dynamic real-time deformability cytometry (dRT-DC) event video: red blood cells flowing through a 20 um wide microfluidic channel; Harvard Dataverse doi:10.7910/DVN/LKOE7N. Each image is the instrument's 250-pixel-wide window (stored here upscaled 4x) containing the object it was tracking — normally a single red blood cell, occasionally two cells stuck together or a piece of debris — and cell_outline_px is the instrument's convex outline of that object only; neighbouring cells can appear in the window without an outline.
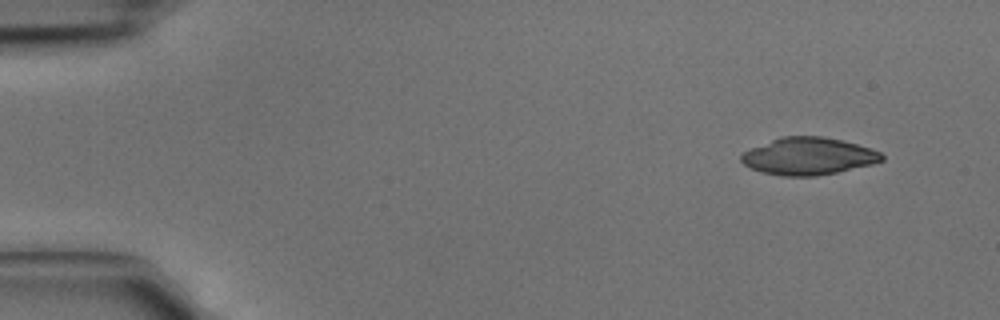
{"species": "common noctule bat (a hibernating species)", "species_latin": "Nyctalus noctula", "temperature_condition": "cold", "stored_images_in_passage": 4, "camera_frame_rate_fps": 3000, "um_per_image_px": 0.085, "animal": {"sex": "male", "body_mass_g": 15.6}, "frame": {"image": 1, "passage_image": 4, "time_ms": 1.0, "image_size_px": [1000, 320], "cell_outline_px": [[884, 160], [872, 164], [836, 172], [816, 176], [784, 176], [760, 172], [744, 164], [740, 160], [740, 156], [744, 152], [752, 148], [780, 136], [824, 136], [856, 144], [880, 152], [884, 156]], "centroid_in_image_um": [68.7, 13.28], "position_along_channel_um": 16.3, "area_um2": 30.29}}